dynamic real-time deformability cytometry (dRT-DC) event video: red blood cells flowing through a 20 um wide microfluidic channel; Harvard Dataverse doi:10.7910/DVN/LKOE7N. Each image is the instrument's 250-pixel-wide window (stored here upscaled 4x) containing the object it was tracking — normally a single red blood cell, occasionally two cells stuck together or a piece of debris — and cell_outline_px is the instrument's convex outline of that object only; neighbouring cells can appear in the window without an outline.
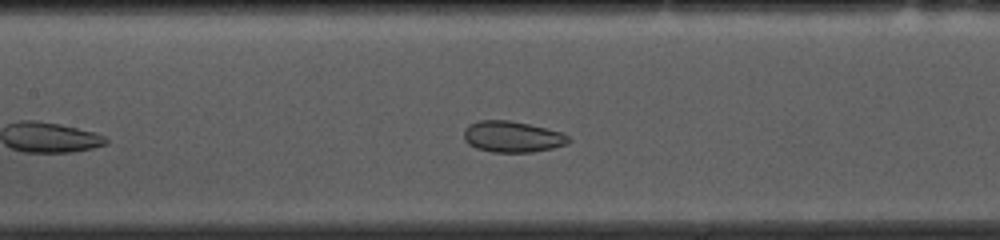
{"species": "common noctule bat (a hibernating species)", "species_latin": "Nyctalus noctula", "temperature_condition": "cold", "stored_images_in_passage": 29, "camera_frame_rate_fps": 3000, "um_per_image_px": 0.085, "animal": {"sex": "female", "body_mass_g": 10.0, "forearm_length_mm": 53.1}, "frame": {"image": 1, "passage_image": 13, "time_ms": 4.0, "image_size_px": [1000, 240], "cell_outline_px": [[572, 140], [568, 144], [552, 148], [532, 152], [492, 152], [476, 148], [468, 144], [464, 140], [464, 128], [468, 124], [480, 120], [508, 120], [528, 124], [560, 132], [568, 136]], "centroid_in_image_um": [43.52, 11.62], "position_along_channel_um": 163.9, "area_um2": 19.02}}
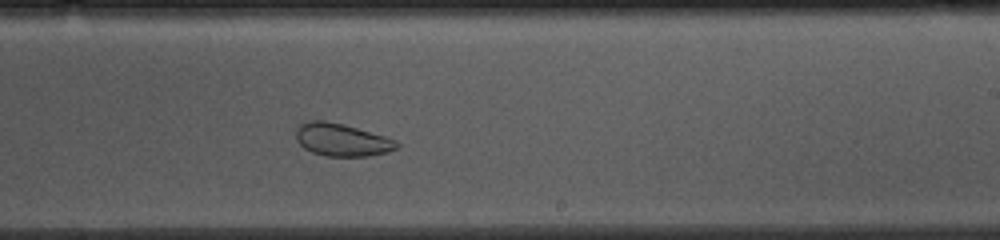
{"frame": {"image": 2, "passage_image": 21, "time_ms": 6.667, "image_size_px": [1000, 240], "cell_outline_px": [[400, 144], [396, 148], [388, 152], [368, 156], [324, 156], [312, 152], [304, 148], [296, 140], [296, 132], [300, 124], [308, 120], [324, 120], [344, 124], [384, 136], [396, 140]], "centroid_in_image_um": [29.04, 11.88], "position_along_channel_um": 260.0, "area_um2": 19.19}, "authors_computed_cell_mechanics": {"area_um2": 19.3052, "velocity_mm_per_s": 3.6083, "shape_relaxation_time_tau1_ms": 6.231, "shape_relaxation_time_tau2_ms": 1.6867, "deformation_change_tau1": 0.1102, "deformation_change_tau2": 0.0544}}